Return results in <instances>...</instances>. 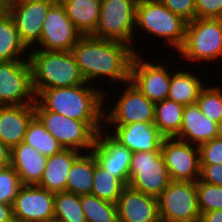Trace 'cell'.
Returning a JSON list of instances; mask_svg holds the SVG:
<instances>
[{
  "mask_svg": "<svg viewBox=\"0 0 222 222\" xmlns=\"http://www.w3.org/2000/svg\"><path fill=\"white\" fill-rule=\"evenodd\" d=\"M141 54L135 53L132 58L130 82L153 103L161 102L168 97L171 71L163 62L148 61Z\"/></svg>",
  "mask_w": 222,
  "mask_h": 222,
  "instance_id": "cell-12",
  "label": "cell"
},
{
  "mask_svg": "<svg viewBox=\"0 0 222 222\" xmlns=\"http://www.w3.org/2000/svg\"><path fill=\"white\" fill-rule=\"evenodd\" d=\"M196 188L201 215L213 210H222V186L198 180L196 182Z\"/></svg>",
  "mask_w": 222,
  "mask_h": 222,
  "instance_id": "cell-34",
  "label": "cell"
},
{
  "mask_svg": "<svg viewBox=\"0 0 222 222\" xmlns=\"http://www.w3.org/2000/svg\"><path fill=\"white\" fill-rule=\"evenodd\" d=\"M102 0H62L69 19L82 35H91L99 22Z\"/></svg>",
  "mask_w": 222,
  "mask_h": 222,
  "instance_id": "cell-24",
  "label": "cell"
},
{
  "mask_svg": "<svg viewBox=\"0 0 222 222\" xmlns=\"http://www.w3.org/2000/svg\"><path fill=\"white\" fill-rule=\"evenodd\" d=\"M92 152L98 164L128 186L131 150L116 141L104 128L97 133Z\"/></svg>",
  "mask_w": 222,
  "mask_h": 222,
  "instance_id": "cell-17",
  "label": "cell"
},
{
  "mask_svg": "<svg viewBox=\"0 0 222 222\" xmlns=\"http://www.w3.org/2000/svg\"><path fill=\"white\" fill-rule=\"evenodd\" d=\"M217 138L222 139V120L217 125Z\"/></svg>",
  "mask_w": 222,
  "mask_h": 222,
  "instance_id": "cell-44",
  "label": "cell"
},
{
  "mask_svg": "<svg viewBox=\"0 0 222 222\" xmlns=\"http://www.w3.org/2000/svg\"><path fill=\"white\" fill-rule=\"evenodd\" d=\"M203 222H222V210H213L201 215Z\"/></svg>",
  "mask_w": 222,
  "mask_h": 222,
  "instance_id": "cell-42",
  "label": "cell"
},
{
  "mask_svg": "<svg viewBox=\"0 0 222 222\" xmlns=\"http://www.w3.org/2000/svg\"><path fill=\"white\" fill-rule=\"evenodd\" d=\"M199 181L222 186V164L200 165Z\"/></svg>",
  "mask_w": 222,
  "mask_h": 222,
  "instance_id": "cell-39",
  "label": "cell"
},
{
  "mask_svg": "<svg viewBox=\"0 0 222 222\" xmlns=\"http://www.w3.org/2000/svg\"><path fill=\"white\" fill-rule=\"evenodd\" d=\"M23 142L47 157L57 154L63 149L36 116L29 122Z\"/></svg>",
  "mask_w": 222,
  "mask_h": 222,
  "instance_id": "cell-30",
  "label": "cell"
},
{
  "mask_svg": "<svg viewBox=\"0 0 222 222\" xmlns=\"http://www.w3.org/2000/svg\"><path fill=\"white\" fill-rule=\"evenodd\" d=\"M105 127L111 128L110 132L109 130L107 132L132 153L161 151V144L165 138L154 123L137 122L128 125H108V127L104 125Z\"/></svg>",
  "mask_w": 222,
  "mask_h": 222,
  "instance_id": "cell-18",
  "label": "cell"
},
{
  "mask_svg": "<svg viewBox=\"0 0 222 222\" xmlns=\"http://www.w3.org/2000/svg\"><path fill=\"white\" fill-rule=\"evenodd\" d=\"M81 207L87 222H119L115 203L87 194L81 195Z\"/></svg>",
  "mask_w": 222,
  "mask_h": 222,
  "instance_id": "cell-32",
  "label": "cell"
},
{
  "mask_svg": "<svg viewBox=\"0 0 222 222\" xmlns=\"http://www.w3.org/2000/svg\"><path fill=\"white\" fill-rule=\"evenodd\" d=\"M137 49L120 41L83 35L71 52L87 83L107 78L108 85L115 82L123 86L130 81L131 61L139 53Z\"/></svg>",
  "mask_w": 222,
  "mask_h": 222,
  "instance_id": "cell-1",
  "label": "cell"
},
{
  "mask_svg": "<svg viewBox=\"0 0 222 222\" xmlns=\"http://www.w3.org/2000/svg\"><path fill=\"white\" fill-rule=\"evenodd\" d=\"M180 59L204 64L222 59V21L213 18H195L187 22L185 41L177 51ZM221 58V59H220ZM213 61V62H212Z\"/></svg>",
  "mask_w": 222,
  "mask_h": 222,
  "instance_id": "cell-5",
  "label": "cell"
},
{
  "mask_svg": "<svg viewBox=\"0 0 222 222\" xmlns=\"http://www.w3.org/2000/svg\"><path fill=\"white\" fill-rule=\"evenodd\" d=\"M44 1H48V2H51L53 4H57V3H61L62 0H44Z\"/></svg>",
  "mask_w": 222,
  "mask_h": 222,
  "instance_id": "cell-46",
  "label": "cell"
},
{
  "mask_svg": "<svg viewBox=\"0 0 222 222\" xmlns=\"http://www.w3.org/2000/svg\"><path fill=\"white\" fill-rule=\"evenodd\" d=\"M31 49L29 62L36 96L43 89L76 86L86 82L71 51Z\"/></svg>",
  "mask_w": 222,
  "mask_h": 222,
  "instance_id": "cell-3",
  "label": "cell"
},
{
  "mask_svg": "<svg viewBox=\"0 0 222 222\" xmlns=\"http://www.w3.org/2000/svg\"><path fill=\"white\" fill-rule=\"evenodd\" d=\"M28 52L19 37L14 18L6 12L0 18V62L29 60Z\"/></svg>",
  "mask_w": 222,
  "mask_h": 222,
  "instance_id": "cell-26",
  "label": "cell"
},
{
  "mask_svg": "<svg viewBox=\"0 0 222 222\" xmlns=\"http://www.w3.org/2000/svg\"><path fill=\"white\" fill-rule=\"evenodd\" d=\"M193 222H203L201 219H198L196 221H193Z\"/></svg>",
  "mask_w": 222,
  "mask_h": 222,
  "instance_id": "cell-47",
  "label": "cell"
},
{
  "mask_svg": "<svg viewBox=\"0 0 222 222\" xmlns=\"http://www.w3.org/2000/svg\"><path fill=\"white\" fill-rule=\"evenodd\" d=\"M11 149L0 140V169L10 166Z\"/></svg>",
  "mask_w": 222,
  "mask_h": 222,
  "instance_id": "cell-41",
  "label": "cell"
},
{
  "mask_svg": "<svg viewBox=\"0 0 222 222\" xmlns=\"http://www.w3.org/2000/svg\"><path fill=\"white\" fill-rule=\"evenodd\" d=\"M47 158L31 145L21 142L11 149L10 165L16 170L22 185H37L45 170Z\"/></svg>",
  "mask_w": 222,
  "mask_h": 222,
  "instance_id": "cell-22",
  "label": "cell"
},
{
  "mask_svg": "<svg viewBox=\"0 0 222 222\" xmlns=\"http://www.w3.org/2000/svg\"><path fill=\"white\" fill-rule=\"evenodd\" d=\"M217 125L202 114L197 103L189 104L184 107L181 130L176 138L199 146L217 137Z\"/></svg>",
  "mask_w": 222,
  "mask_h": 222,
  "instance_id": "cell-21",
  "label": "cell"
},
{
  "mask_svg": "<svg viewBox=\"0 0 222 222\" xmlns=\"http://www.w3.org/2000/svg\"><path fill=\"white\" fill-rule=\"evenodd\" d=\"M119 222H161L158 199L127 186L116 203Z\"/></svg>",
  "mask_w": 222,
  "mask_h": 222,
  "instance_id": "cell-19",
  "label": "cell"
},
{
  "mask_svg": "<svg viewBox=\"0 0 222 222\" xmlns=\"http://www.w3.org/2000/svg\"><path fill=\"white\" fill-rule=\"evenodd\" d=\"M202 114L219 123L222 120V87L221 85L205 86L196 102Z\"/></svg>",
  "mask_w": 222,
  "mask_h": 222,
  "instance_id": "cell-33",
  "label": "cell"
},
{
  "mask_svg": "<svg viewBox=\"0 0 222 222\" xmlns=\"http://www.w3.org/2000/svg\"><path fill=\"white\" fill-rule=\"evenodd\" d=\"M21 186L19 176L11 165L0 169V203L13 205Z\"/></svg>",
  "mask_w": 222,
  "mask_h": 222,
  "instance_id": "cell-35",
  "label": "cell"
},
{
  "mask_svg": "<svg viewBox=\"0 0 222 222\" xmlns=\"http://www.w3.org/2000/svg\"><path fill=\"white\" fill-rule=\"evenodd\" d=\"M82 36L67 16L63 5L61 3L53 4L43 22L41 38L35 45L38 48L34 49L72 51Z\"/></svg>",
  "mask_w": 222,
  "mask_h": 222,
  "instance_id": "cell-14",
  "label": "cell"
},
{
  "mask_svg": "<svg viewBox=\"0 0 222 222\" xmlns=\"http://www.w3.org/2000/svg\"><path fill=\"white\" fill-rule=\"evenodd\" d=\"M198 148L200 165L222 164V139L213 138Z\"/></svg>",
  "mask_w": 222,
  "mask_h": 222,
  "instance_id": "cell-36",
  "label": "cell"
},
{
  "mask_svg": "<svg viewBox=\"0 0 222 222\" xmlns=\"http://www.w3.org/2000/svg\"><path fill=\"white\" fill-rule=\"evenodd\" d=\"M34 116V105L0 106V140L10 149L23 142Z\"/></svg>",
  "mask_w": 222,
  "mask_h": 222,
  "instance_id": "cell-20",
  "label": "cell"
},
{
  "mask_svg": "<svg viewBox=\"0 0 222 222\" xmlns=\"http://www.w3.org/2000/svg\"><path fill=\"white\" fill-rule=\"evenodd\" d=\"M83 83L76 86L43 89L36 101L45 109L63 116L85 121L96 133L104 128L103 111L106 92ZM103 90V91H102Z\"/></svg>",
  "mask_w": 222,
  "mask_h": 222,
  "instance_id": "cell-2",
  "label": "cell"
},
{
  "mask_svg": "<svg viewBox=\"0 0 222 222\" xmlns=\"http://www.w3.org/2000/svg\"><path fill=\"white\" fill-rule=\"evenodd\" d=\"M8 12L1 4H0V18Z\"/></svg>",
  "mask_w": 222,
  "mask_h": 222,
  "instance_id": "cell-45",
  "label": "cell"
},
{
  "mask_svg": "<svg viewBox=\"0 0 222 222\" xmlns=\"http://www.w3.org/2000/svg\"><path fill=\"white\" fill-rule=\"evenodd\" d=\"M125 89L117 94V102L108 107V111H103L104 125H128L131 123H154L155 103L150 101L134 84L130 81L125 83ZM111 107V108H110Z\"/></svg>",
  "mask_w": 222,
  "mask_h": 222,
  "instance_id": "cell-10",
  "label": "cell"
},
{
  "mask_svg": "<svg viewBox=\"0 0 222 222\" xmlns=\"http://www.w3.org/2000/svg\"><path fill=\"white\" fill-rule=\"evenodd\" d=\"M0 222H15L12 205L0 203Z\"/></svg>",
  "mask_w": 222,
  "mask_h": 222,
  "instance_id": "cell-40",
  "label": "cell"
},
{
  "mask_svg": "<svg viewBox=\"0 0 222 222\" xmlns=\"http://www.w3.org/2000/svg\"><path fill=\"white\" fill-rule=\"evenodd\" d=\"M184 107L169 99L155 103L154 125L164 137H176L179 134Z\"/></svg>",
  "mask_w": 222,
  "mask_h": 222,
  "instance_id": "cell-28",
  "label": "cell"
},
{
  "mask_svg": "<svg viewBox=\"0 0 222 222\" xmlns=\"http://www.w3.org/2000/svg\"><path fill=\"white\" fill-rule=\"evenodd\" d=\"M55 222H87L81 207V195L56 192L54 197Z\"/></svg>",
  "mask_w": 222,
  "mask_h": 222,
  "instance_id": "cell-31",
  "label": "cell"
},
{
  "mask_svg": "<svg viewBox=\"0 0 222 222\" xmlns=\"http://www.w3.org/2000/svg\"><path fill=\"white\" fill-rule=\"evenodd\" d=\"M199 76L191 70L188 71V69L171 71V83L167 99L184 106L196 103L201 90L206 86Z\"/></svg>",
  "mask_w": 222,
  "mask_h": 222,
  "instance_id": "cell-25",
  "label": "cell"
},
{
  "mask_svg": "<svg viewBox=\"0 0 222 222\" xmlns=\"http://www.w3.org/2000/svg\"><path fill=\"white\" fill-rule=\"evenodd\" d=\"M171 182L161 151L132 153L129 187L158 198Z\"/></svg>",
  "mask_w": 222,
  "mask_h": 222,
  "instance_id": "cell-8",
  "label": "cell"
},
{
  "mask_svg": "<svg viewBox=\"0 0 222 222\" xmlns=\"http://www.w3.org/2000/svg\"><path fill=\"white\" fill-rule=\"evenodd\" d=\"M173 14L181 16L187 22L196 18V0H159Z\"/></svg>",
  "mask_w": 222,
  "mask_h": 222,
  "instance_id": "cell-37",
  "label": "cell"
},
{
  "mask_svg": "<svg viewBox=\"0 0 222 222\" xmlns=\"http://www.w3.org/2000/svg\"><path fill=\"white\" fill-rule=\"evenodd\" d=\"M34 110L35 116L63 149H74L83 153L92 151L97 133L85 121L45 110L37 101Z\"/></svg>",
  "mask_w": 222,
  "mask_h": 222,
  "instance_id": "cell-6",
  "label": "cell"
},
{
  "mask_svg": "<svg viewBox=\"0 0 222 222\" xmlns=\"http://www.w3.org/2000/svg\"><path fill=\"white\" fill-rule=\"evenodd\" d=\"M138 0H102L99 22L93 37L116 40L133 46Z\"/></svg>",
  "mask_w": 222,
  "mask_h": 222,
  "instance_id": "cell-7",
  "label": "cell"
},
{
  "mask_svg": "<svg viewBox=\"0 0 222 222\" xmlns=\"http://www.w3.org/2000/svg\"><path fill=\"white\" fill-rule=\"evenodd\" d=\"M94 175L93 152L81 153L73 162L66 179V191L77 195L91 194Z\"/></svg>",
  "mask_w": 222,
  "mask_h": 222,
  "instance_id": "cell-27",
  "label": "cell"
},
{
  "mask_svg": "<svg viewBox=\"0 0 222 222\" xmlns=\"http://www.w3.org/2000/svg\"><path fill=\"white\" fill-rule=\"evenodd\" d=\"M161 153L172 181L197 182L200 177L199 148L176 137H165Z\"/></svg>",
  "mask_w": 222,
  "mask_h": 222,
  "instance_id": "cell-13",
  "label": "cell"
},
{
  "mask_svg": "<svg viewBox=\"0 0 222 222\" xmlns=\"http://www.w3.org/2000/svg\"><path fill=\"white\" fill-rule=\"evenodd\" d=\"M54 197L37 185H22L12 205L15 222H53Z\"/></svg>",
  "mask_w": 222,
  "mask_h": 222,
  "instance_id": "cell-15",
  "label": "cell"
},
{
  "mask_svg": "<svg viewBox=\"0 0 222 222\" xmlns=\"http://www.w3.org/2000/svg\"><path fill=\"white\" fill-rule=\"evenodd\" d=\"M81 153L74 149H62L59 153L49 156L37 186L54 193L66 191L67 175L74 160Z\"/></svg>",
  "mask_w": 222,
  "mask_h": 222,
  "instance_id": "cell-23",
  "label": "cell"
},
{
  "mask_svg": "<svg viewBox=\"0 0 222 222\" xmlns=\"http://www.w3.org/2000/svg\"><path fill=\"white\" fill-rule=\"evenodd\" d=\"M186 26V20L173 14L159 0H138L135 17L138 33L142 30L160 38L165 41L164 47L178 51L185 41Z\"/></svg>",
  "mask_w": 222,
  "mask_h": 222,
  "instance_id": "cell-4",
  "label": "cell"
},
{
  "mask_svg": "<svg viewBox=\"0 0 222 222\" xmlns=\"http://www.w3.org/2000/svg\"><path fill=\"white\" fill-rule=\"evenodd\" d=\"M222 17V0H196V18Z\"/></svg>",
  "mask_w": 222,
  "mask_h": 222,
  "instance_id": "cell-38",
  "label": "cell"
},
{
  "mask_svg": "<svg viewBox=\"0 0 222 222\" xmlns=\"http://www.w3.org/2000/svg\"><path fill=\"white\" fill-rule=\"evenodd\" d=\"M52 5L44 0H16L8 10L14 18L21 41L28 49L39 42L43 22Z\"/></svg>",
  "mask_w": 222,
  "mask_h": 222,
  "instance_id": "cell-16",
  "label": "cell"
},
{
  "mask_svg": "<svg viewBox=\"0 0 222 222\" xmlns=\"http://www.w3.org/2000/svg\"><path fill=\"white\" fill-rule=\"evenodd\" d=\"M126 187L127 185L121 179L113 176L98 164L94 156V175L91 195L116 204Z\"/></svg>",
  "mask_w": 222,
  "mask_h": 222,
  "instance_id": "cell-29",
  "label": "cell"
},
{
  "mask_svg": "<svg viewBox=\"0 0 222 222\" xmlns=\"http://www.w3.org/2000/svg\"><path fill=\"white\" fill-rule=\"evenodd\" d=\"M35 101L29 60L1 61L0 106L34 105Z\"/></svg>",
  "mask_w": 222,
  "mask_h": 222,
  "instance_id": "cell-11",
  "label": "cell"
},
{
  "mask_svg": "<svg viewBox=\"0 0 222 222\" xmlns=\"http://www.w3.org/2000/svg\"><path fill=\"white\" fill-rule=\"evenodd\" d=\"M157 199L161 222L201 219L196 182L172 181Z\"/></svg>",
  "mask_w": 222,
  "mask_h": 222,
  "instance_id": "cell-9",
  "label": "cell"
},
{
  "mask_svg": "<svg viewBox=\"0 0 222 222\" xmlns=\"http://www.w3.org/2000/svg\"><path fill=\"white\" fill-rule=\"evenodd\" d=\"M16 0H0V4L8 11Z\"/></svg>",
  "mask_w": 222,
  "mask_h": 222,
  "instance_id": "cell-43",
  "label": "cell"
}]
</instances>
